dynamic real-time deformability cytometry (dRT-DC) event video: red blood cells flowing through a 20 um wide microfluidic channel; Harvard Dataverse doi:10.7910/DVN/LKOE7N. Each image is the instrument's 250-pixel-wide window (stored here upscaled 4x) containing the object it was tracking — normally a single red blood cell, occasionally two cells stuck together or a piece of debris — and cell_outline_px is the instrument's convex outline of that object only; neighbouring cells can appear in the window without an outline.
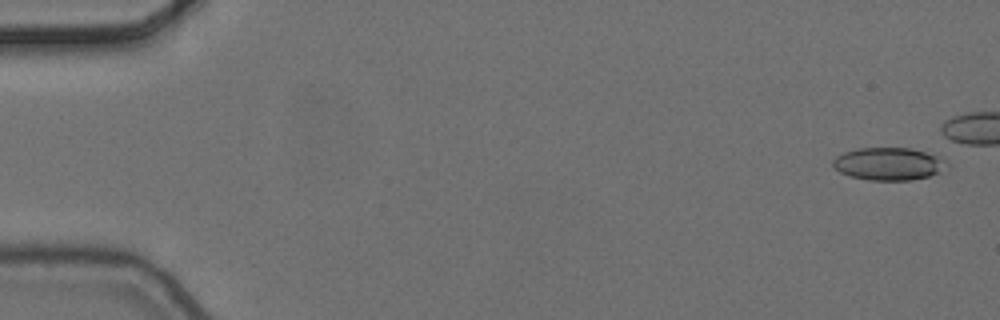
{"species": "common noctule bat (a hibernating species)", "species_latin": "Nyctalus noctula", "temperature_condition": "cold", "stored_images_in_passage": 6, "camera_frame_rate_fps": 3000, "um_per_image_px": 0.085, "animal": {"sex": "female", "body_mass_g": 24.6, "forearm_length_mm": 56.2}, "frame": {"image": 1, "passage_image": 1, "time_ms": 0.0, "image_size_px": [1000, 320], "cell_outline_px": [[948, 168], [928, 176], [912, 180], [868, 180], [848, 176], [840, 172], [832, 164], [832, 160], [836, 156], [844, 152], [856, 148], [908, 148], [940, 156], [948, 164]], "centroid_in_image_um": [75.52, 13.93], "position_along_channel_um": 9.5, "area_um2": 21.68}}
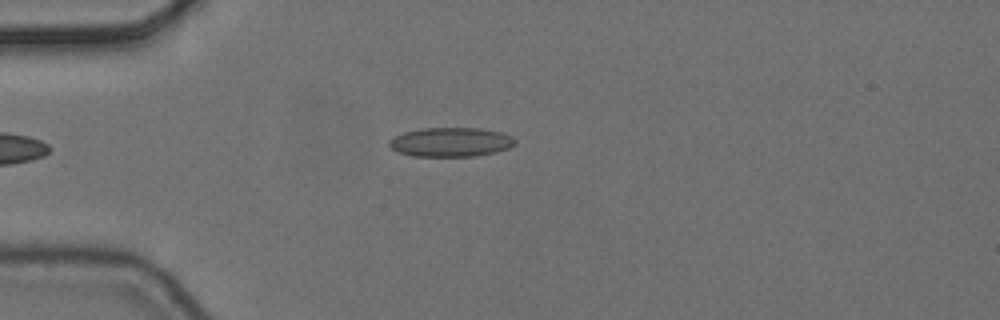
{"frame": {"image": 2, "passage_image": 6, "time_ms": 1.667, "image_size_px": [1000, 320], "cell_outline_px": [[516, 144], [508, 148], [496, 152], [476, 156], [412, 156], [396, 152], [388, 144], [388, 140], [392, 136], [404, 132], [424, 128], [480, 128], [500, 132], [512, 136], [516, 140]], "centroid_in_image_um": [38.29, 12.08], "position_along_channel_um": 46.7, "area_um2": 21.62}}